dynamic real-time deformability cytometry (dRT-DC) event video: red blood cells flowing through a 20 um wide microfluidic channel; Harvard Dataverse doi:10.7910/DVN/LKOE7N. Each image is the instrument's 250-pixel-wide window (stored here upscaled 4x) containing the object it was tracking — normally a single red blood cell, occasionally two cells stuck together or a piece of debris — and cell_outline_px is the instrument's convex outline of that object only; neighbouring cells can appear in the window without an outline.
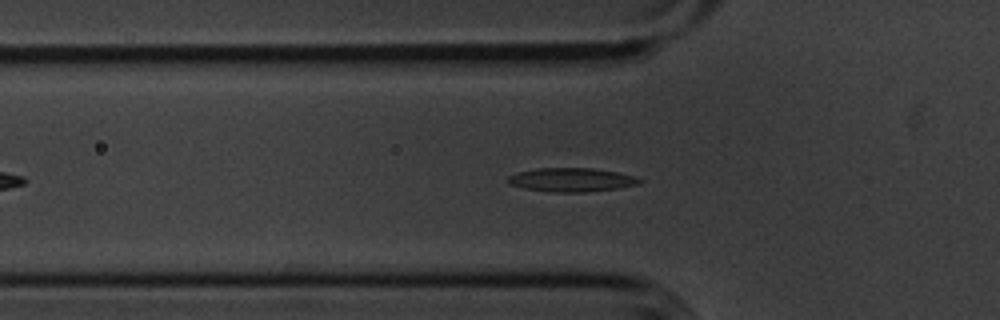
{"species": "common noctule bat (a hibernating species)", "species_latin": "Nyctalus noctula", "temperature_condition": "cold", "stored_images_in_passage": 50, "camera_frame_rate_fps": 3000, "um_per_image_px": 0.085, "animal": {"sex": "male", "body_mass_g": 20.1, "forearm_length_mm": 53.5}, "frame": {"image": 1, "passage_image": 12, "time_ms": 3.667, "image_size_px": [1000, 320], "cell_outline_px": [[644, 180], [640, 184], [616, 188], [588, 192], [552, 192], [524, 188], [508, 184], [508, 176], [520, 172], [540, 168], [592, 168], [616, 172], [636, 176]], "centroid_in_image_um": [48.62, 15.29], "position_along_channel_um": 77.2, "area_um2": 18.15}}
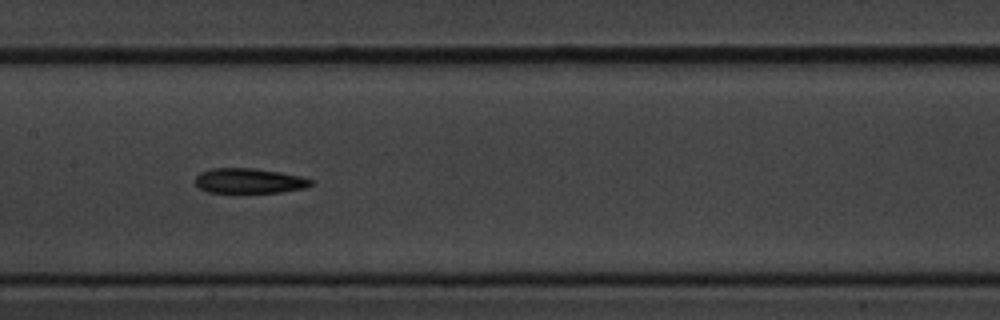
{"frame": {"image": 2, "passage_image": 21, "time_ms": 6.667, "image_size_px": [1000, 320], "cell_outline_px": [[312, 184], [304, 188], [280, 192], [208, 192], [200, 188], [196, 184], [196, 176], [200, 172], [212, 168], [256, 168], [280, 172], [300, 176], [312, 180]], "centroid_in_image_um": [21.17, 15.36], "position_along_channel_um": 186.2, "area_um2": 16.7}}
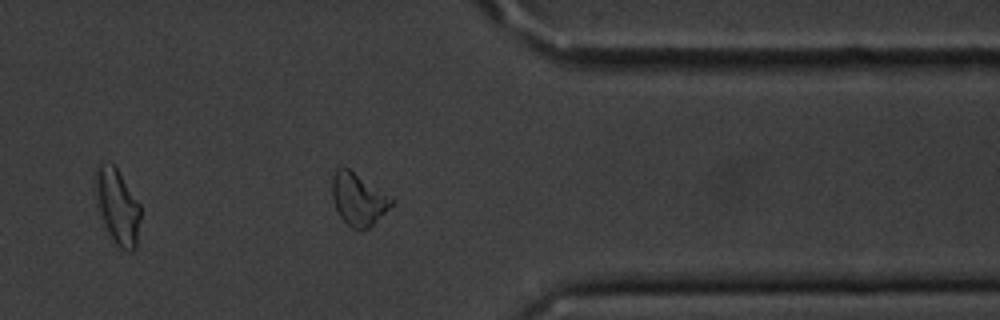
{"frame": {"image": 3, "passage_image": 38, "time_ms": 12.333, "image_size_px": [1000, 320], "cell_outline_px": [[396, 200], [368, 228], [352, 228], [340, 216], [332, 200], [332, 176], [336, 168], [348, 168]], "centroid_in_image_um": [30.43, 16.91], "position_along_channel_um": 381.0, "area_um2": 17.57}, "authors_computed_cell_mechanics": {"area_um2": 17.629, "velocity_mm_per_s": 3.5948, "shape_relaxation_time_tau1_ms": 5.6341, "shape_relaxation_time_tau2_ms": 7.2374, "deformation_change_tau1": 0.1387, "deformation_change_tau2": 0.1802}}